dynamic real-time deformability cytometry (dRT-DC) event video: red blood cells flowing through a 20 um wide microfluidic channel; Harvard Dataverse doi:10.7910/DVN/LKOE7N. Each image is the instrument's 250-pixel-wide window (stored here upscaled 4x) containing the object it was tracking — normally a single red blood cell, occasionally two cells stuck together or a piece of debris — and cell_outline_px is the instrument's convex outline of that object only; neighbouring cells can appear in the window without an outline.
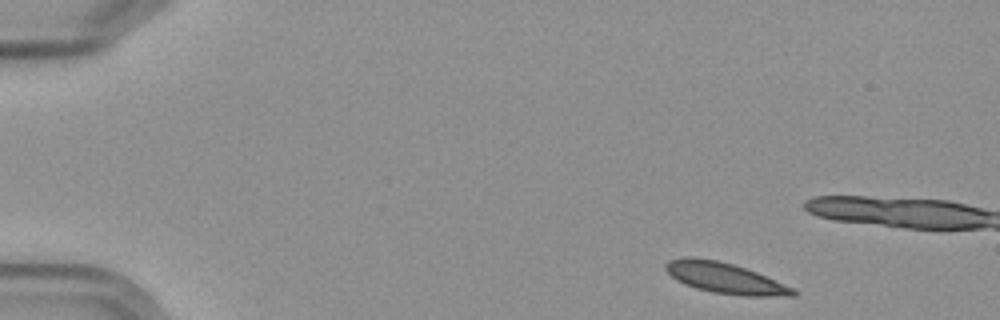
{"species": "Egyptian fruit bat (a non-hibernating species)", "species_latin": "Rousettus aegyptiacus", "temperature_condition": "cold", "stored_images_in_passage": 11, "camera_frame_rate_fps": 3000, "um_per_image_px": 0.085, "frame": {"image": 1, "passage_image": 1, "time_ms": 0.0, "image_size_px": [1000, 320], "cell_outline_px": [[796, 296], [744, 296], [712, 292], [696, 288], [684, 284], [676, 280], [664, 268], [664, 264], [668, 260], [684, 256], [692, 256], [716, 260], [732, 264], [756, 272], [796, 288]], "centroid_in_image_um": [61.61, 23.63], "position_along_channel_um": 23.4, "area_um2": 22.95}}
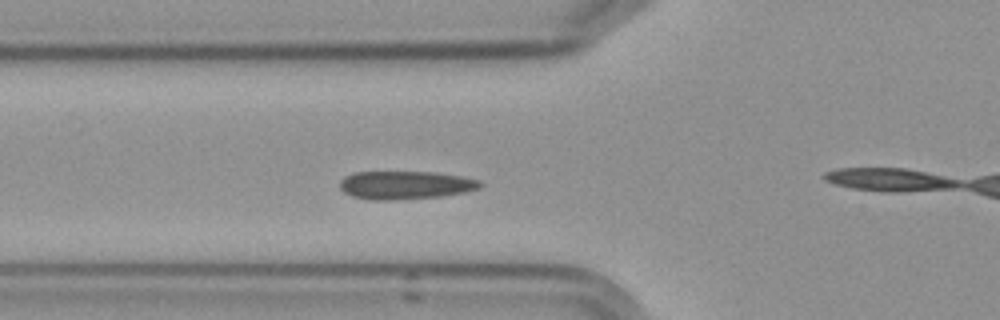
{"frame": {"image": 2, "passage_image": 5, "time_ms": 4.667, "image_size_px": [1000, 320], "cell_outline_px": [[484, 184], [480, 188], [464, 192], [440, 196], [396, 200], [372, 200], [352, 196], [344, 192], [340, 188], [340, 180], [344, 176], [352, 172], [436, 172], [460, 176], [480, 180]], "centroid_in_image_um": [34.44, 15.73], "position_along_channel_um": 91.4, "area_um2": 23.18}}